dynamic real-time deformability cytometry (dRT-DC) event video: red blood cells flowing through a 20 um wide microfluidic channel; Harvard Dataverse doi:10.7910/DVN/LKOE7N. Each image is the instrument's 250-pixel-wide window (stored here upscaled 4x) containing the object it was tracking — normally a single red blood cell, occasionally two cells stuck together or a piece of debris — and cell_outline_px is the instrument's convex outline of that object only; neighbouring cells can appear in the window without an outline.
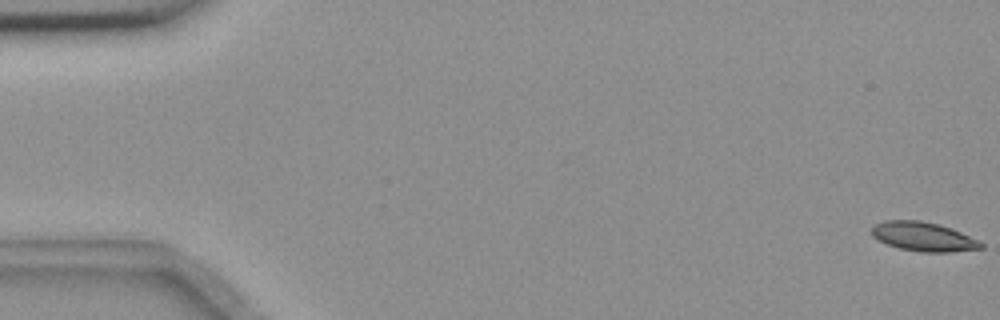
{"species": "common noctule bat (a hibernating species)", "species_latin": "Nyctalus noctula", "temperature_condition": "room temperature", "stored_images_in_passage": 57, "camera_frame_rate_fps": 3000, "um_per_image_px": 0.085, "animal": {"sex": "female", "body_mass_g": 18.4}, "frame": {"image": 1, "passage_image": 1, "time_ms": 0.0, "image_size_px": [1000, 320], "cell_outline_px": [[984, 248], [948, 252], [920, 252], [900, 248], [888, 244], [872, 236], [872, 228], [876, 224], [884, 220], [920, 220], [940, 224], [960, 232], [984, 244]], "centroid_in_image_um": [78.48, 20.11], "position_along_channel_um": 6.5, "area_um2": 18.32}}
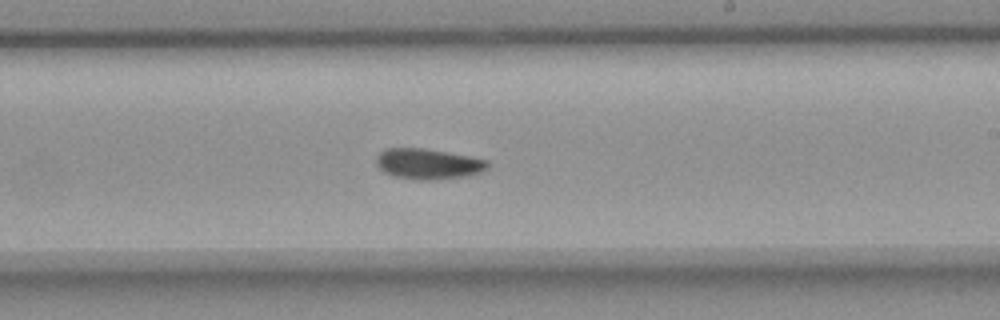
{"frame": {"image": 2, "passage_image": 34, "time_ms": 11.0, "image_size_px": [1000, 320], "cell_outline_px": [[488, 168], [480, 172], [468, 176], [432, 180], [412, 180], [392, 176], [384, 172], [376, 164], [376, 156], [380, 152], [388, 148], [424, 148], [468, 156], [488, 160]], "centroid_in_image_um": [36.37, 13.94], "position_along_channel_um": 252.6, "area_um2": 19.94}}
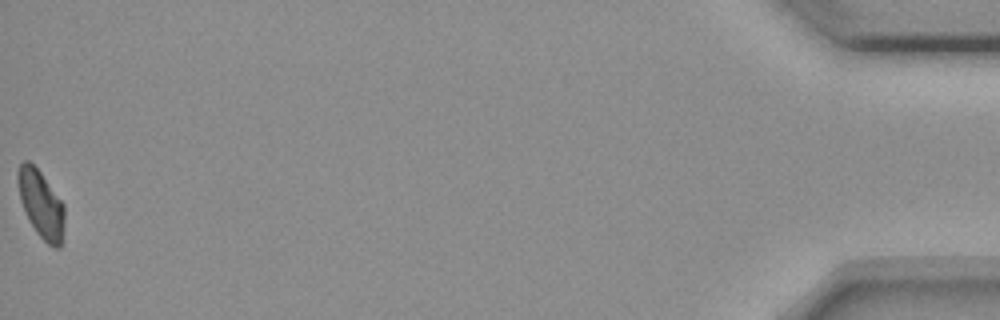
{"frame": {"image": 3, "passage_image": 57, "time_ms": 18.667, "image_size_px": [1000, 320], "cell_outline_px": [[64, 224], [60, 248], [56, 248], [48, 244], [36, 232], [20, 200], [16, 180], [16, 172], [20, 164], [24, 160], [28, 160], [40, 172], [64, 204]], "centroid_in_image_um": [3.47, 17.32], "position_along_channel_um": 431.7, "area_um2": 18.15}, "authors_computed_cell_mechanics": {"area_um2": 19.363, "velocity_mm_per_s": 3.6244, "shape_relaxation_time_tau1_ms": 3.9929, "shape_relaxation_time_tau2_ms": null, "deformation_change_tau1": 0.1245, "deformation_change_tau2": null}}